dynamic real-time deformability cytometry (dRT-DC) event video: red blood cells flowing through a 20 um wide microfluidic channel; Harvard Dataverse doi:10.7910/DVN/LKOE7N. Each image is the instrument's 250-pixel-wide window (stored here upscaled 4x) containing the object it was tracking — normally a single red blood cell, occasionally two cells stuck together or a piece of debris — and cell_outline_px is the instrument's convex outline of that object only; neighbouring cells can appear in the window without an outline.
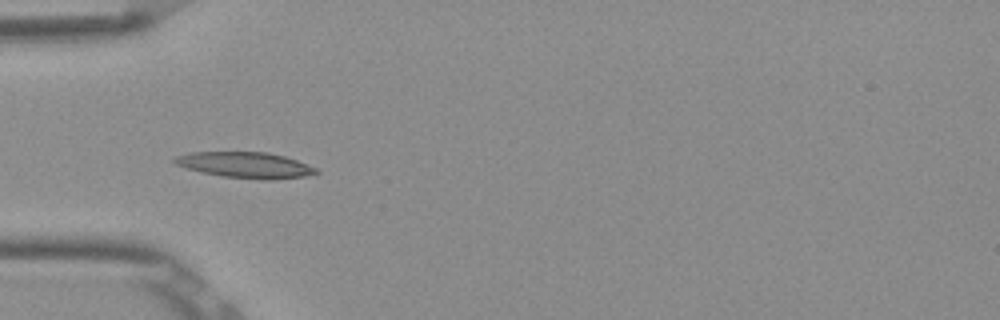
{"species": "Egyptian fruit bat (a non-hibernating species)", "species_latin": "Rousettus aegyptiacus", "temperature_condition": "room temperature", "stored_images_in_passage": 6, "camera_frame_rate_fps": 3000, "um_per_image_px": 0.085, "frame": {"image": 1, "passage_image": 4, "time_ms": 1.0, "image_size_px": [1000, 320], "cell_outline_px": [[320, 172], [304, 176], [272, 180], [264, 180], [220, 176], [200, 172], [176, 164], [172, 160], [176, 156], [188, 152], [268, 152], [284, 156], [296, 160], [316, 168]], "centroid_in_image_um": [20.84, 14.03], "position_along_channel_um": 64.2, "area_um2": 21.33}}
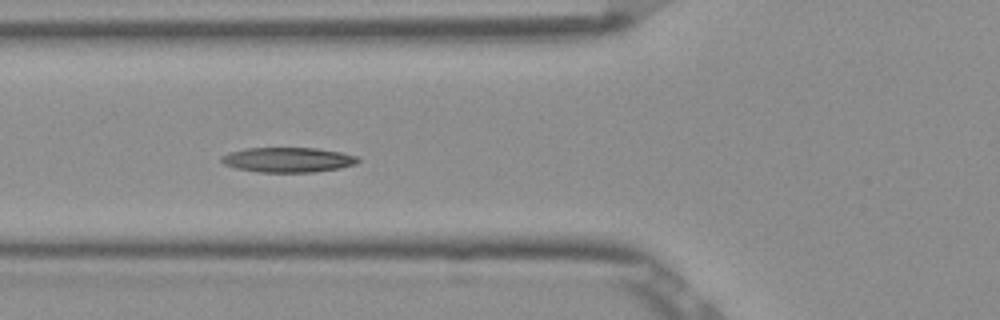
{"frame": {"image": 2, "passage_image": 5, "time_ms": 1.333, "image_size_px": [1000, 320], "cell_outline_px": [[360, 160], [356, 164], [340, 168], [312, 172], [260, 172], [236, 168], [224, 164], [220, 160], [220, 156], [228, 152], [244, 148], [316, 148], [340, 152], [356, 156]], "centroid_in_image_um": [24.44, 13.58], "position_along_channel_um": 101.4, "area_um2": 19.83}}
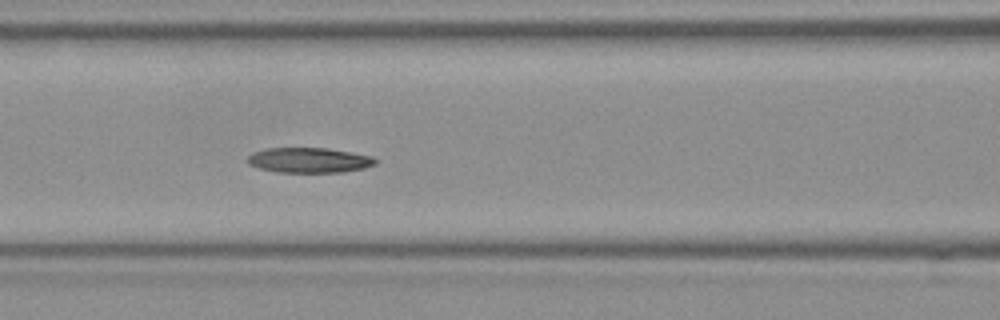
{"frame": {"image": 3, "passage_image": 6, "time_ms": 1.667, "image_size_px": [1000, 320], "cell_outline_px": [[376, 164], [364, 168], [344, 172], [276, 172], [260, 168], [248, 164], [248, 156], [252, 152], [264, 148], [328, 148], [352, 152], [372, 156], [376, 160]], "centroid_in_image_um": [26.27, 13.61], "position_along_channel_um": 140.3, "area_um2": 18.79}}